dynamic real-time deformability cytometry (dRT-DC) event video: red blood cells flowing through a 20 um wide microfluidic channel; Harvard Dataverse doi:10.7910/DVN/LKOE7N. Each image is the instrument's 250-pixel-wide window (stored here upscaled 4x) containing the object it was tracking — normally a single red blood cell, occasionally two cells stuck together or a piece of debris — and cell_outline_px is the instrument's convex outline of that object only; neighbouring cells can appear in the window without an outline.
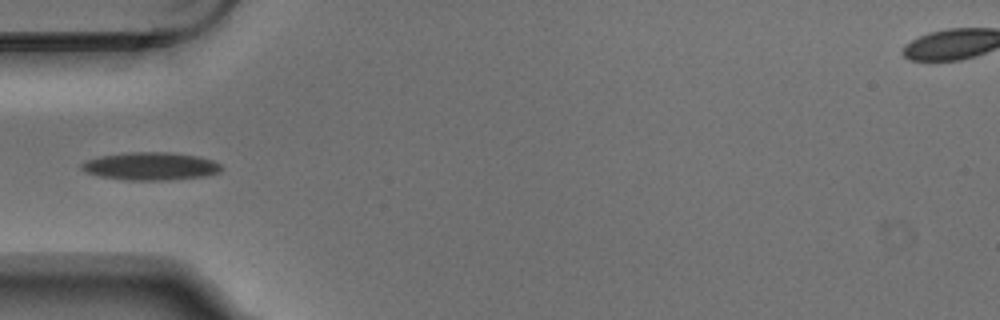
{"species": "Egyptian fruit bat (a non-hibernating species)", "species_latin": "Rousettus aegyptiacus", "temperature_condition": "warm", "stored_images_in_passage": 5, "camera_frame_rate_fps": 3000, "um_per_image_px": 0.085, "animal": {"sex": "male"}, "frame": {"image": 1, "passage_image": 4, "time_ms": 1.0, "image_size_px": [1000, 320], "cell_outline_px": [[224, 168], [220, 172], [204, 176], [168, 180], [128, 180], [100, 176], [84, 172], [80, 168], [80, 164], [88, 160], [100, 156], [128, 152], [168, 152], [200, 156], [212, 160], [220, 164]], "centroid_in_image_um": [12.82, 14.12], "position_along_channel_um": 72.2, "area_um2": 22.77}}
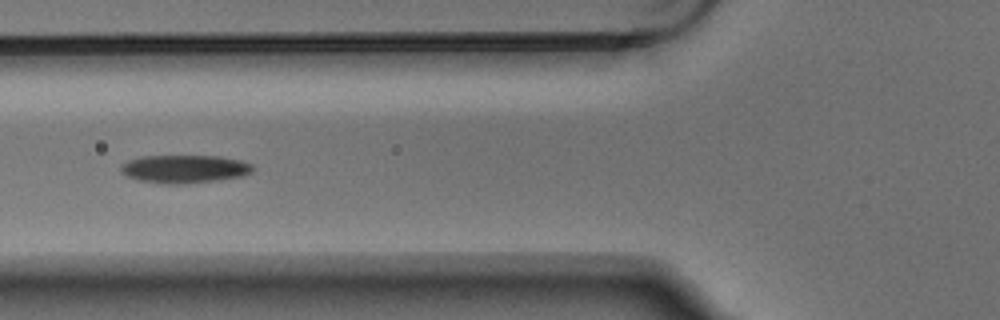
{"frame": {"image": 2, "passage_image": 5, "time_ms": 1.333, "image_size_px": [1000, 320], "cell_outline_px": [[252, 172], [244, 176], [220, 180], [176, 184], [168, 184], [136, 180], [120, 172], [120, 164], [128, 160], [140, 156], [220, 156], [240, 160], [252, 164]], "centroid_in_image_um": [15.66, 14.36], "position_along_channel_um": 110.1, "area_um2": 21.73}}